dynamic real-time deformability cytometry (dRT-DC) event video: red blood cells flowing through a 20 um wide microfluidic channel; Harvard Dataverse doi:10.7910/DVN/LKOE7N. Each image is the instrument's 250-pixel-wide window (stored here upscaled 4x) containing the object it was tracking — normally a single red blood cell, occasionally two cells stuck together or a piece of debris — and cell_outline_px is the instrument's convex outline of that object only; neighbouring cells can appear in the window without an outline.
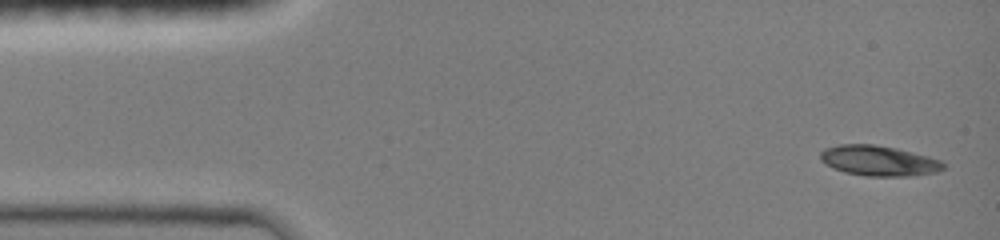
{"species": "common noctule bat (a hibernating species)", "species_latin": "Nyctalus noctula", "temperature_condition": "room temperature", "stored_images_in_passage": 7, "camera_frame_rate_fps": 3000, "um_per_image_px": 0.085, "animal": {"sex": "female", "body_mass_g": 19.0, "forearm_length_mm": 51.5}, "frame": {"image": 1, "passage_image": 1, "time_ms": 0.0, "image_size_px": [1000, 240], "cell_outline_px": [[944, 168], [936, 172], [904, 176], [868, 176], [844, 172], [820, 160], [820, 152], [824, 148], [840, 144], [872, 144], [892, 148], [940, 160], [944, 164]], "centroid_in_image_um": [74.63, 13.66], "position_along_channel_um": 10.4, "area_um2": 21.1}}
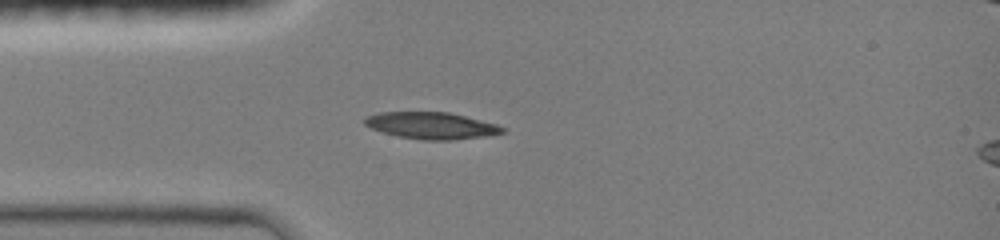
{"frame": {"image": 2, "passage_image": 5, "time_ms": 3.333, "image_size_px": [1000, 240], "cell_outline_px": [[504, 132], [484, 136], [448, 140], [424, 140], [400, 136], [384, 132], [372, 128], [364, 124], [364, 120], [368, 116], [380, 112], [448, 112], [496, 124], [504, 128]], "centroid_in_image_um": [36.65, 10.67], "position_along_channel_um": 48.3, "area_um2": 20.98}}
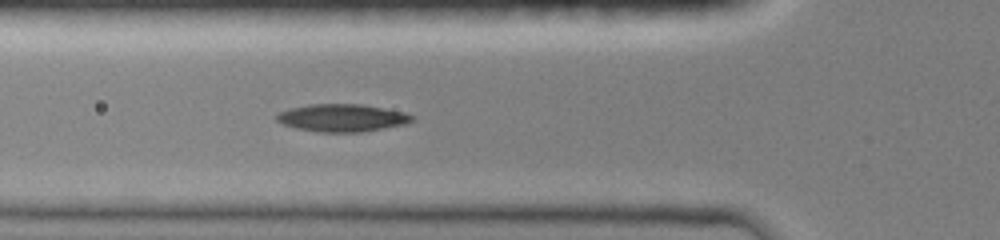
{"frame": {"image": 3, "passage_image": 7, "time_ms": 4.667, "image_size_px": [1000, 240], "cell_outline_px": [[416, 116], [408, 124], [360, 132], [320, 132], [296, 128], [284, 124], [276, 120], [276, 116], [280, 112], [292, 108], [308, 104], [360, 104], [404, 112]], "centroid_in_image_um": [29.11, 10.02], "position_along_channel_um": 96.7, "area_um2": 21.62}}